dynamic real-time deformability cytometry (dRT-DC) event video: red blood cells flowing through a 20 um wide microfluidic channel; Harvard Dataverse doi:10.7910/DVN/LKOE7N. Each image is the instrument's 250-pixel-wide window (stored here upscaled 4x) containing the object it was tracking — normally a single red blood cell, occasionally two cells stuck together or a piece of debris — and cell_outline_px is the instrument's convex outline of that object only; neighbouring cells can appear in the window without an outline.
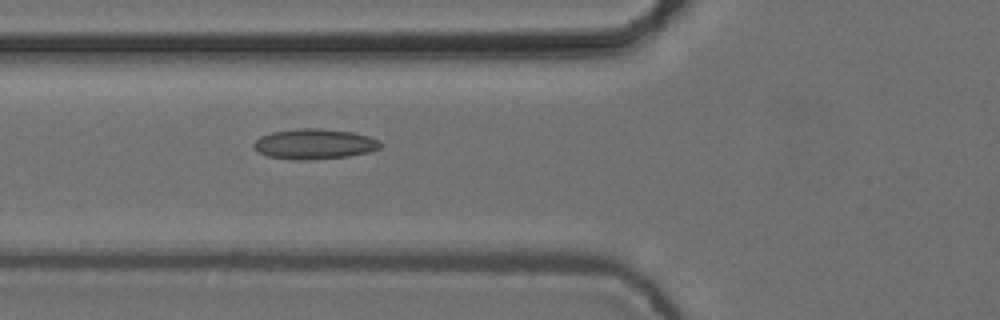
{"species": "common noctule bat (a hibernating species)", "species_latin": "Nyctalus noctula", "temperature_condition": "cold", "stored_images_in_passage": 5, "camera_frame_rate_fps": 3000, "um_per_image_px": 0.085, "animal": {"sex": "female", "body_mass_g": 24.6, "forearm_length_mm": 56.2}, "frame": {"image": 1, "passage_image": 5, "time_ms": 1.333, "image_size_px": [1000, 320], "cell_outline_px": [[384, 144], [380, 148], [368, 152], [348, 156], [308, 160], [296, 160], [268, 156], [252, 148], [252, 144], [260, 136], [272, 132], [296, 128], [320, 128], [352, 132], [368, 136], [380, 140]], "centroid_in_image_um": [26.73, 12.23], "position_along_channel_um": 99.1, "area_um2": 22.48}}